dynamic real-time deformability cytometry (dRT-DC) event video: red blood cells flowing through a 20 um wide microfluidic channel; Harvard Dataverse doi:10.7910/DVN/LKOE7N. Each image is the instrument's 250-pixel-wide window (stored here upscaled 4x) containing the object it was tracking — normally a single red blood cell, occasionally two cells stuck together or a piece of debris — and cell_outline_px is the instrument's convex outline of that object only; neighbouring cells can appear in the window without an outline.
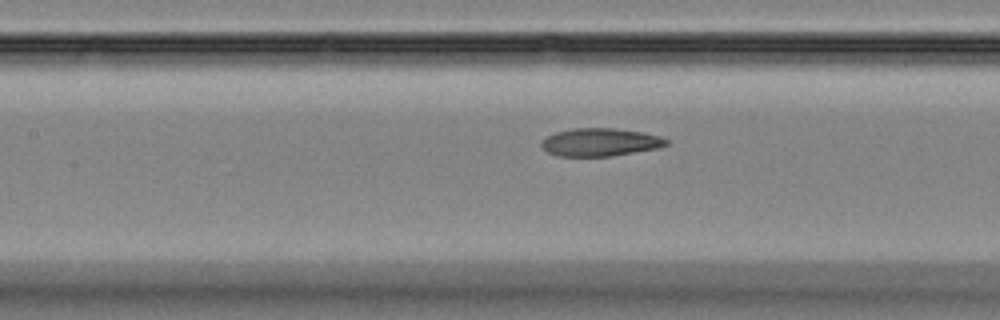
{"species": "Egyptian fruit bat (a non-hibernating species)", "species_latin": "Rousettus aegyptiacus", "temperature_condition": "room temperature", "stored_images_in_passage": 44, "camera_frame_rate_fps": 3000, "um_per_image_px": 0.085, "animal": {"sex": "female"}, "frame": {"image": 1, "passage_image": 15, "time_ms": 4.667, "image_size_px": [1000, 320], "cell_outline_px": [[668, 144], [660, 148], [612, 156], [556, 156], [548, 152], [540, 144], [548, 136], [556, 132], [572, 128], [616, 128], [640, 132], [660, 136], [668, 140]], "centroid_in_image_um": [51.04, 12.09], "position_along_channel_um": 156.4, "area_um2": 20.29}}
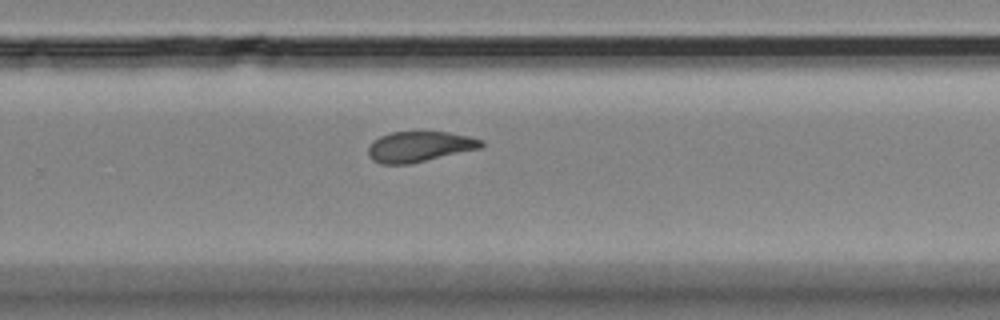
{"frame": {"image": 2, "passage_image": 26, "time_ms": 8.333, "image_size_px": [1000, 320], "cell_outline_px": [[484, 144], [480, 148], [408, 164], [380, 164], [372, 160], [368, 156], [368, 148], [372, 140], [380, 136], [392, 132], [448, 132], [468, 136], [484, 140]], "centroid_in_image_um": [35.62, 12.46], "position_along_channel_um": 294.2, "area_um2": 20.0}}
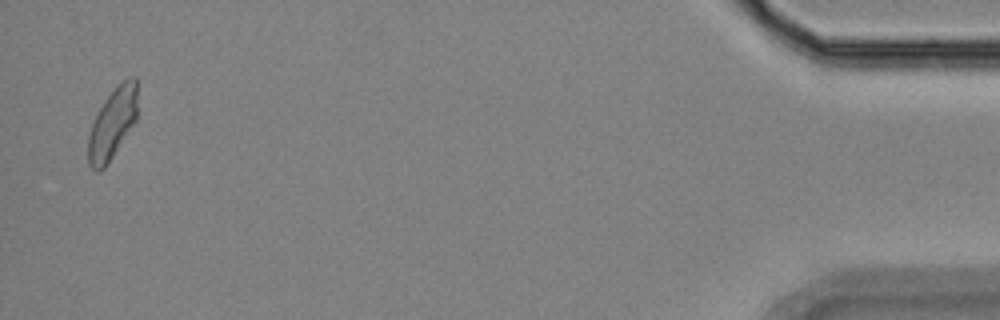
{"frame": {"image": 3, "passage_image": 43, "time_ms": 14.0, "image_size_px": [1000, 320], "cell_outline_px": [[136, 120], [104, 168], [100, 172], [96, 172], [88, 164], [88, 136], [96, 112], [104, 100], [128, 76], [136, 76]], "centroid_in_image_um": [9.53, 10.52], "position_along_channel_um": 425.7, "area_um2": 19.94}, "authors_computed_cell_mechanics": {"area_um2": 20.808, "velocity_mm_per_s": 3.7692, "shape_relaxation_time_tau1_ms": 5.6819, "shape_relaxation_time_tau2_ms": 2.7414, "deformation_change_tau1": 0.1555, "deformation_change_tau2": 0.0782}}